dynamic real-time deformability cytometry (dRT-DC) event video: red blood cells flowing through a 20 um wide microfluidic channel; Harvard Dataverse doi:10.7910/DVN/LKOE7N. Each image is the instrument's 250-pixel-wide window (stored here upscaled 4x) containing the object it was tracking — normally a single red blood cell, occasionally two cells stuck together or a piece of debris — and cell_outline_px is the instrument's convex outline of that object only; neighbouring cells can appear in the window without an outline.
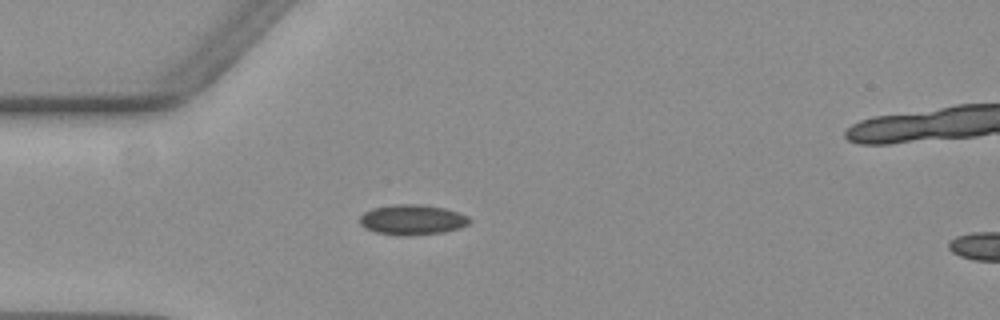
{"species": "common noctule bat (a hibernating species)", "species_latin": "Nyctalus noctula", "temperature_condition": "warm", "stored_images_in_passage": 56, "camera_frame_rate_fps": 3000, "um_per_image_px": 0.085, "animal": {"sex": "female", "body_mass_g": 19.3, "forearm_length_mm": 54.1}, "frame": {"image": 1, "passage_image": 15, "time_ms": 4.667, "image_size_px": [1000, 320], "cell_outline_px": [[472, 220], [468, 224], [444, 232], [376, 232], [364, 228], [360, 224], [360, 216], [364, 212], [372, 208], [392, 204], [424, 204], [444, 208], [460, 212], [468, 216]], "centroid_in_image_um": [35.05, 18.6], "position_along_channel_um": 49.9, "area_um2": 18.44}}
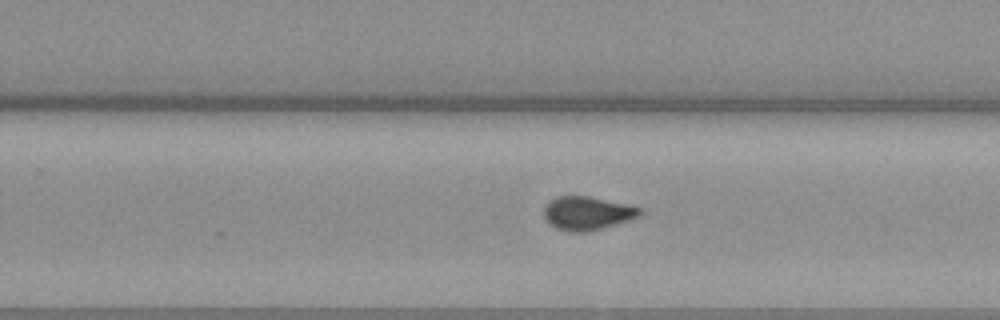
{"frame": {"image": 2, "passage_image": 35, "time_ms": 11.333, "image_size_px": [1000, 320], "cell_outline_px": [[644, 212], [640, 216], [632, 220], [584, 232], [576, 232], [556, 228], [544, 216], [544, 204], [548, 200], [556, 196], [592, 196], [632, 204], [644, 208]], "centroid_in_image_um": [50.0, 18.08], "position_along_channel_um": 279.8, "area_um2": 19.13}}
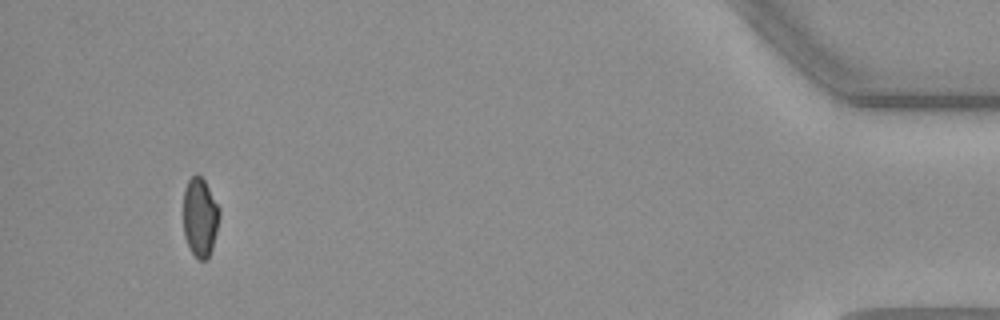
{"frame": {"image": 3, "passage_image": 53, "time_ms": 17.333, "image_size_px": [1000, 320], "cell_outline_px": [[220, 216], [212, 248], [208, 260], [196, 260], [184, 236], [184, 188], [188, 180], [196, 172], [204, 180], [220, 208]], "centroid_in_image_um": [17.01, 18.47], "position_along_channel_um": 418.2, "area_um2": 16.7}}